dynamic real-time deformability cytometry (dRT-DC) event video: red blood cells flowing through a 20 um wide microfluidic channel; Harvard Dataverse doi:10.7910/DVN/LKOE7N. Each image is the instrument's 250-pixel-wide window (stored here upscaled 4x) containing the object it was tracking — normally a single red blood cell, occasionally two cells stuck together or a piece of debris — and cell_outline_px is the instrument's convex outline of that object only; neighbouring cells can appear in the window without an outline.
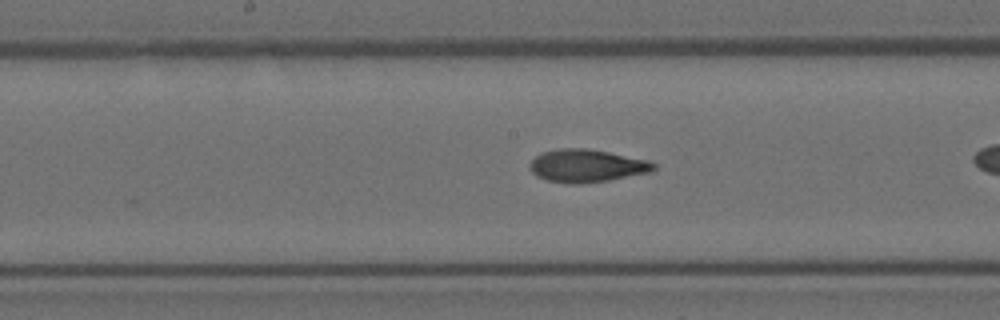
{"species": "Egyptian fruit bat (a non-hibernating species)", "species_latin": "Rousettus aegyptiacus", "temperature_condition": "room temperature", "stored_images_in_passage": 14, "camera_frame_rate_fps": 3000, "um_per_image_px": 0.085, "animal": {"sex": "female"}, "frame": {"image": 1, "passage_image": 10, "time_ms": 3.0, "image_size_px": [1000, 320], "cell_outline_px": [[656, 168], [648, 172], [608, 180], [580, 184], [576, 184], [548, 180], [536, 176], [532, 172], [528, 164], [540, 152], [560, 148], [588, 148], [648, 160], [656, 164]], "centroid_in_image_um": [49.83, 14.08], "position_along_channel_um": 198.4, "area_um2": 23.52}}
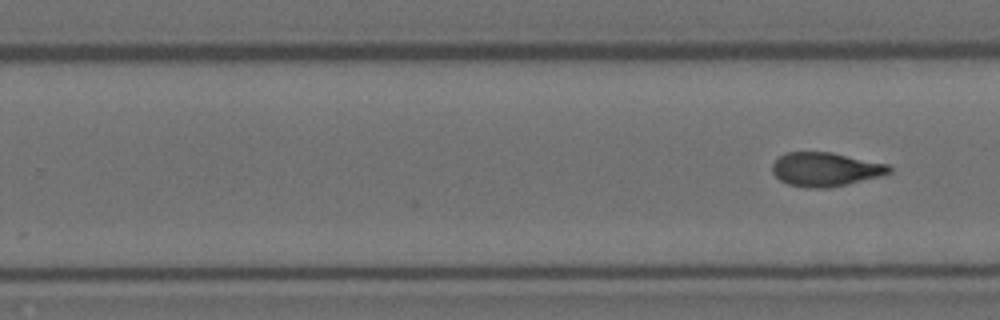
{"frame": {"image": 2, "passage_image": 14, "time_ms": 4.333, "image_size_px": [1000, 320], "cell_outline_px": [[892, 172], [884, 176], [848, 184], [828, 188], [808, 188], [788, 184], [780, 180], [772, 172], [772, 164], [784, 152], [832, 152], [888, 164], [892, 168]], "centroid_in_image_um": [70.2, 14.4], "position_along_channel_um": 259.6, "area_um2": 23.35}}